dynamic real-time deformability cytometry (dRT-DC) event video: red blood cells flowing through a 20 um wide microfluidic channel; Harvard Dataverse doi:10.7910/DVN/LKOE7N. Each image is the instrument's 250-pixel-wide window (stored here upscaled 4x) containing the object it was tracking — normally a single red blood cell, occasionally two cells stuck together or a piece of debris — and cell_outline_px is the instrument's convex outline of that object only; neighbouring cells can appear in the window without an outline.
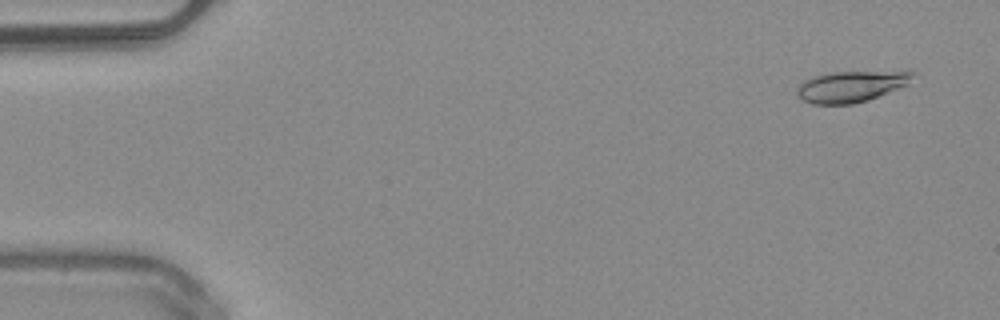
{"species": "common noctule bat (a hibernating species)", "species_latin": "Nyctalus noctula", "temperature_condition": "warm", "stored_images_in_passage": 50, "camera_frame_rate_fps": 3000, "um_per_image_px": 0.085, "animal": {"sex": "male", "body_mass_g": 20.4}, "frame": {"image": 1, "passage_image": 3, "time_ms": 0.667, "image_size_px": [1000, 320], "cell_outline_px": [[916, 72], [908, 84], [868, 100], [852, 104], [812, 104], [804, 100], [796, 92], [796, 88], [804, 80], [828, 72]], "centroid_in_image_um": [72.3, 7.36], "position_along_channel_um": 12.7, "area_um2": 20.58}}
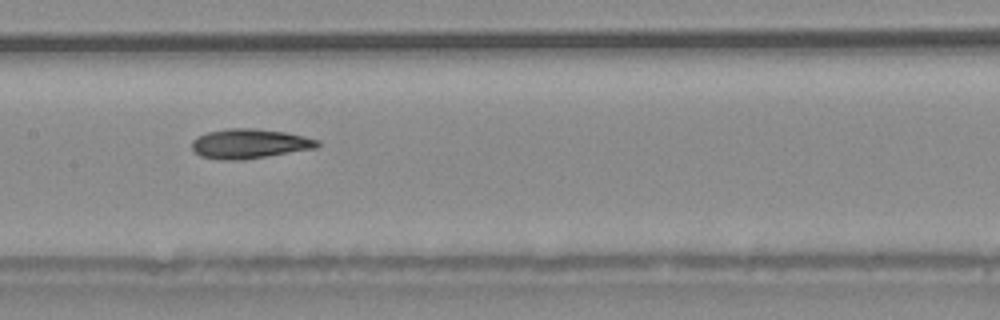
{"frame": {"image": 2, "passage_image": 25, "time_ms": 8.0, "image_size_px": [1000, 320], "cell_outline_px": [[320, 144], [316, 148], [244, 160], [224, 160], [200, 156], [192, 152], [192, 140], [196, 136], [208, 132], [228, 128], [256, 128], [284, 132], [304, 136], [320, 140]], "centroid_in_image_um": [21.18, 12.21], "position_along_channel_um": 186.2, "area_um2": 21.85}}
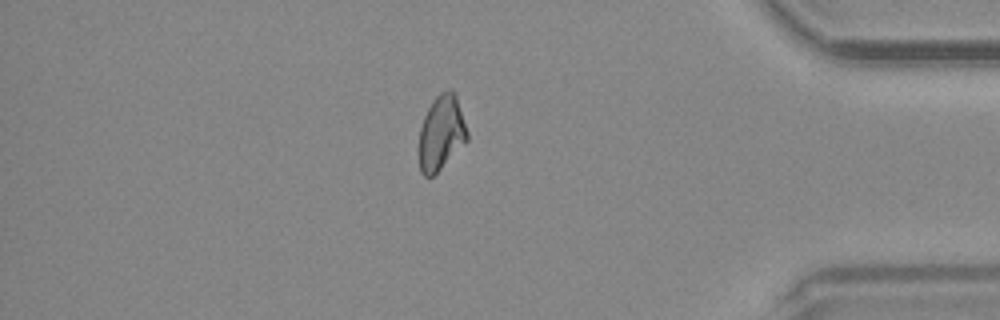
{"frame": {"image": 3, "passage_image": 43, "time_ms": 14.0, "image_size_px": [1000, 320], "cell_outline_px": [[468, 140], [432, 176], [424, 176], [420, 172], [420, 128], [424, 116], [432, 100], [440, 92], [452, 88], [456, 92], [468, 132]], "centroid_in_image_um": [37.53, 11.23], "position_along_channel_um": 397.7, "area_um2": 20.87}}